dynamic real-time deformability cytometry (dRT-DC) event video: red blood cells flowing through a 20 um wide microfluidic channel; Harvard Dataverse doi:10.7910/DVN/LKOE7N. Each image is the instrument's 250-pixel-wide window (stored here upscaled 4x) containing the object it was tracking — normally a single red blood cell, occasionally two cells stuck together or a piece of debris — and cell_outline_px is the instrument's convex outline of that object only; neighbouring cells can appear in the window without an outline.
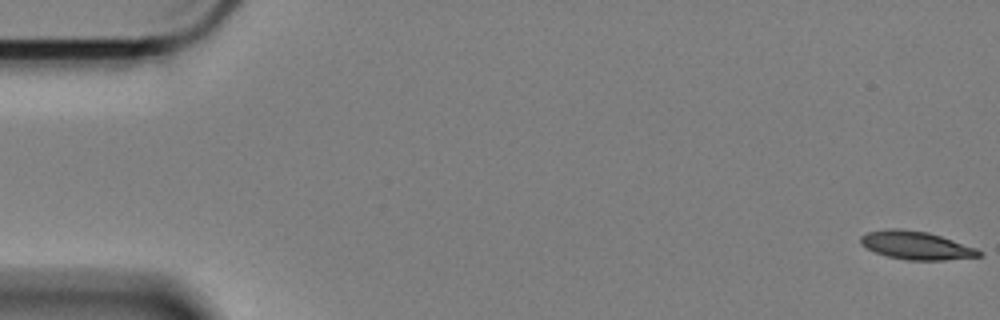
{"species": "Egyptian fruit bat (a non-hibernating species)", "species_latin": "Rousettus aegyptiacus", "temperature_condition": "cold", "stored_images_in_passage": 60, "camera_frame_rate_fps": 3000, "um_per_image_px": 0.085, "animal": {"sex": "female"}, "frame": {"image": 1, "passage_image": 1, "time_ms": 0.0, "image_size_px": [1000, 320], "cell_outline_px": [[984, 252], [980, 256], [944, 260], [908, 260], [888, 256], [876, 252], [868, 248], [860, 240], [860, 236], [868, 232], [884, 228], [900, 228], [928, 232], [976, 248]], "centroid_in_image_um": [77.88, 20.84], "position_along_channel_um": 7.1, "area_um2": 19.25}}
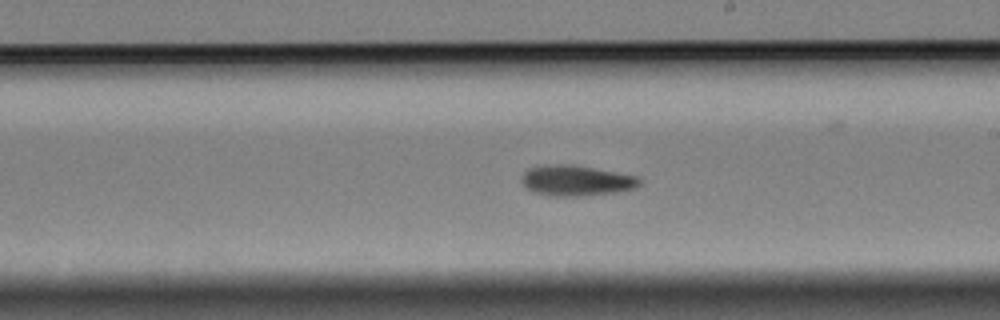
{"frame": {"image": 2, "passage_image": 34, "time_ms": 11.0, "image_size_px": [1000, 320], "cell_outline_px": [[640, 184], [636, 188], [616, 192], [580, 196], [548, 196], [532, 192], [524, 188], [520, 180], [524, 172], [528, 168], [552, 164], [572, 164], [640, 176]], "centroid_in_image_um": [48.95, 15.35], "position_along_channel_um": 240.0, "area_um2": 21.33}}
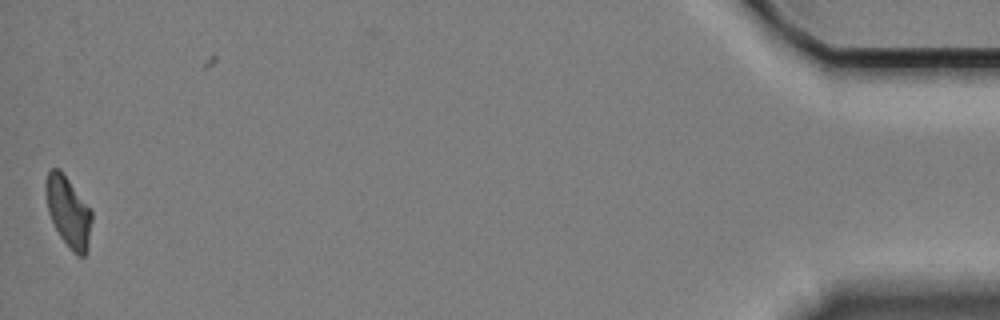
{"frame": {"image": 3, "passage_image": 59, "time_ms": 19.333, "image_size_px": [1000, 320], "cell_outline_px": [[92, 220], [88, 252], [84, 256], [76, 256], [60, 236], [48, 212], [44, 188], [44, 184], [48, 172], [52, 168], [60, 168], [92, 212]], "centroid_in_image_um": [5.8, 18.01], "position_along_channel_um": 429.4, "area_um2": 18.9}, "authors_computed_cell_mechanics": {"area_um2": 19.7965, "velocity_mm_per_s": 3.3756, "shape_relaxation_time_tau1_ms": 7.7288, "shape_relaxation_time_tau2_ms": null, "deformation_change_tau1": 0.1597, "deformation_change_tau2": null}}